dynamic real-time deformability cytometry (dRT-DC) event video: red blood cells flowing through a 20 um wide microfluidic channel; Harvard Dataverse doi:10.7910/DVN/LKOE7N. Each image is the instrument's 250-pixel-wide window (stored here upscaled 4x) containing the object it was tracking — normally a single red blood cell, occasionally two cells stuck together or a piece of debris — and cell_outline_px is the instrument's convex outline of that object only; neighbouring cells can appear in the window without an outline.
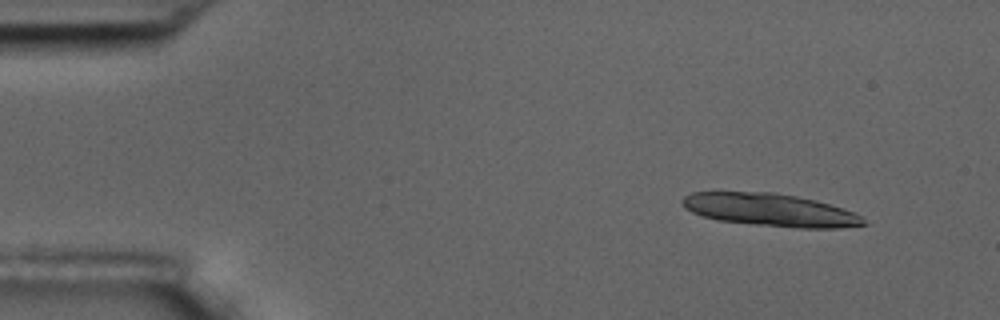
{"species": "common noctule bat (a hibernating species)", "species_latin": "Nyctalus noctula", "temperature_condition": "room temperature", "stored_images_in_passage": 5, "camera_frame_rate_fps": 3000, "um_per_image_px": 0.085, "animal": {"sex": "male", "body_mass_g": 17.5, "forearm_length_mm": 52.3}, "frame": {"image": 1, "passage_image": 1, "time_ms": 0.0, "image_size_px": [1000, 320], "cell_outline_px": [[868, 224], [836, 228], [800, 228], [756, 224], [716, 220], [692, 212], [684, 208], [680, 200], [684, 196], [692, 192], [772, 192], [796, 196], [816, 200], [856, 212]], "centroid_in_image_um": [65.46, 17.84], "position_along_channel_um": 19.5, "area_um2": 34.45}}
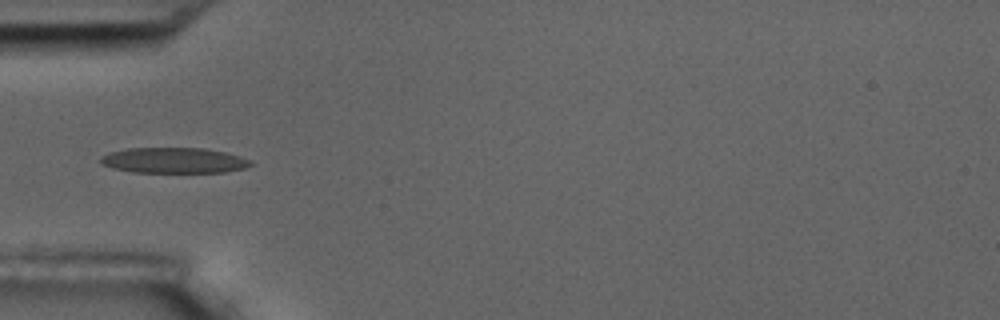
{"frame": {"image": 2, "passage_image": 4, "time_ms": 4.333, "image_size_px": [1000, 320], "cell_outline_px": [[252, 164], [244, 168], [224, 172], [132, 172], [112, 168], [100, 164], [100, 156], [108, 152], [128, 148], [204, 148], [224, 152], [240, 156], [252, 160]], "centroid_in_image_um": [14.74, 13.63], "position_along_channel_um": 70.3, "area_um2": 22.43}}